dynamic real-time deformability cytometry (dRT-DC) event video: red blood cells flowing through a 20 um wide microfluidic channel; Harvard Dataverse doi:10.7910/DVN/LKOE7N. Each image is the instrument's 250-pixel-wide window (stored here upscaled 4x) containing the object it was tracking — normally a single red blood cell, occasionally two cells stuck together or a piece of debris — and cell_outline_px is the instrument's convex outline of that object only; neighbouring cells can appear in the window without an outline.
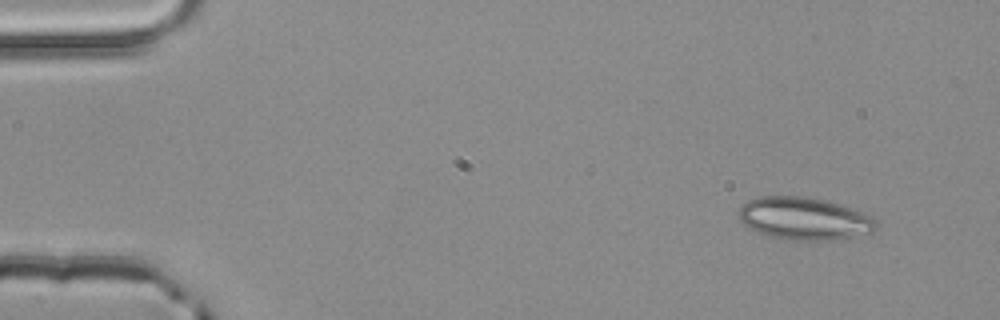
{"species": "common noctule bat (a hibernating species)", "species_latin": "Nyctalus noctula", "temperature_condition": "room temperature", "stored_images_in_passage": 4, "segment_of_instrument_passage": [1, 2], "camera_frame_rate_fps": 3000, "um_per_image_px": 0.085, "animal": {"sex": "male", "body_mass_g": 20.4}, "frame": {"image": 1, "passage_image": 1, "time_ms": 0.0, "image_size_px": [1000, 320], "cell_outline_px": [[880, 224], [872, 232], [848, 236], [816, 240], [792, 240], [772, 236], [748, 228], [740, 220], [740, 208], [748, 200], [760, 196], [804, 196], [824, 200], [840, 204], [852, 208], [872, 216]], "centroid_in_image_um": [68.36, 18.55], "position_along_channel_um": 16.6, "area_um2": 33.52}}